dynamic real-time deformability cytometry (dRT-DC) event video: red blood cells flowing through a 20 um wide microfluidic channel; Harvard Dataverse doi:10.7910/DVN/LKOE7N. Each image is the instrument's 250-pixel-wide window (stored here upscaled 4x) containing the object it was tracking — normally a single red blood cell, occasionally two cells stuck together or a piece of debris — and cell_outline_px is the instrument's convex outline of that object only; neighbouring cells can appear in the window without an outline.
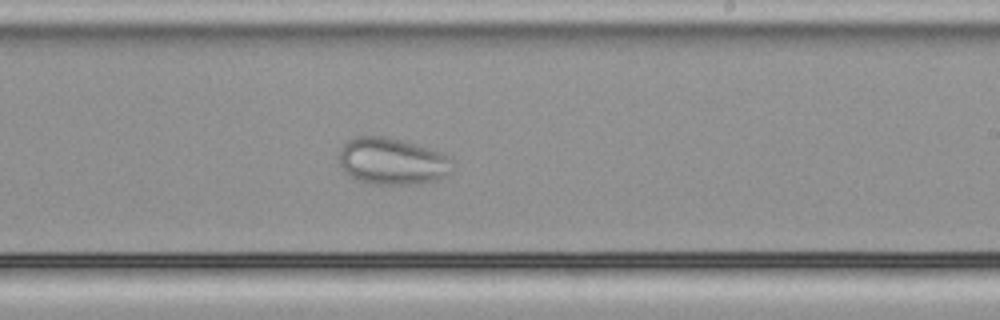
{"species": "common noctule bat (a hibernating species)", "species_latin": "Nyctalus noctula", "temperature_condition": "cold", "stored_images_in_passage": 42, "camera_frame_rate_fps": 3000, "um_per_image_px": 0.085, "animal": {"sex": "male", "body_mass_g": 21.5, "forearm_length_mm": 52.0}, "frame": {"image": 1, "passage_image": 21, "time_ms": 6.667, "image_size_px": [1000, 320], "cell_outline_px": [[452, 172], [436, 180], [420, 184], [372, 184], [356, 180], [344, 172], [340, 164], [336, 152], [348, 140], [356, 136], [384, 136], [404, 140], [428, 148], [448, 156], [452, 160]], "centroid_in_image_um": [33.29, 13.71], "position_along_channel_um": 255.7, "area_um2": 31.33}}
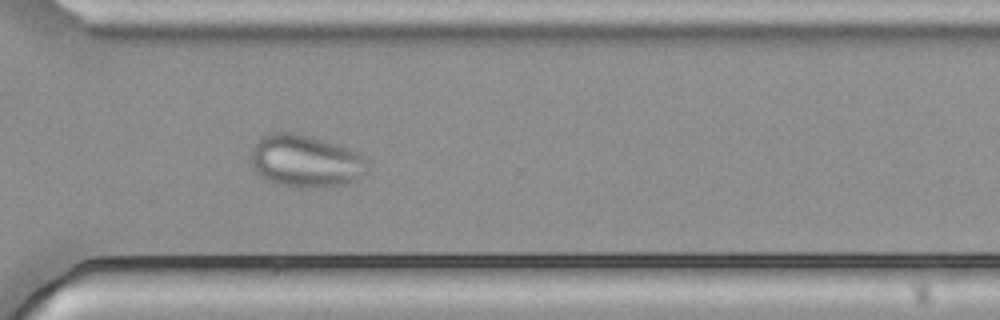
{"frame": {"image": 2, "passage_image": 28, "time_ms": 9.0, "image_size_px": [1000, 320], "cell_outline_px": [[368, 172], [360, 180], [344, 184], [324, 188], [300, 188], [280, 184], [268, 180], [260, 176], [256, 172], [252, 164], [248, 152], [256, 140], [260, 136], [268, 132], [296, 132], [312, 136], [348, 148], [356, 152], [364, 160], [368, 168]], "centroid_in_image_um": [25.93, 13.69], "position_along_channel_um": 344.7, "area_um2": 36.36}}
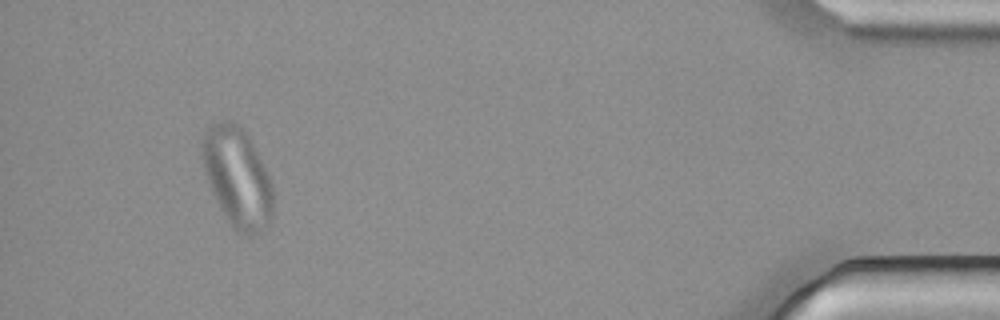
{"frame": {"image": 3, "passage_image": 39, "time_ms": 12.667, "image_size_px": [1000, 320], "cell_outline_px": [[272, 224], [248, 236], [236, 232], [232, 228], [220, 208], [212, 192], [204, 168], [200, 144], [200, 140], [204, 132], [212, 124], [220, 120], [232, 120], [248, 136], [272, 184]], "centroid_in_image_um": [20.15, 15.09], "position_along_channel_um": 415.1, "area_um2": 40.86}}